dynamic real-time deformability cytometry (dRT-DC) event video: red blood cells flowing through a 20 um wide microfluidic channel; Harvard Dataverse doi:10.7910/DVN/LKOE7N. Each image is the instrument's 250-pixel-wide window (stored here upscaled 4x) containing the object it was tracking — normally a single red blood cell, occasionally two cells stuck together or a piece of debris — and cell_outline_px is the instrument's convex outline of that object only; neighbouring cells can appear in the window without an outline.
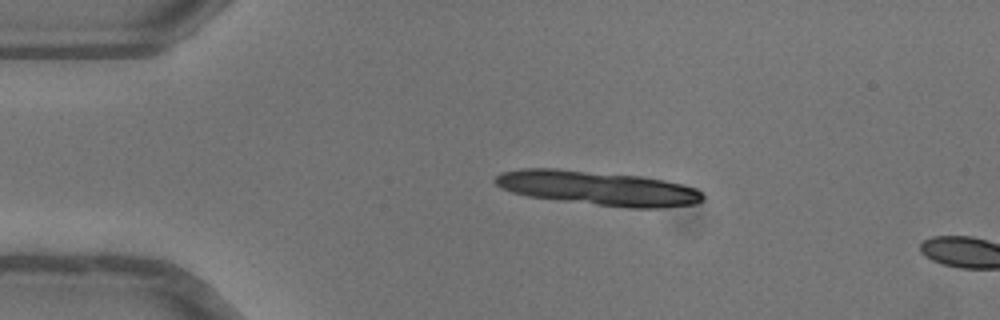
{"species": "common noctule bat (a hibernating species)", "species_latin": "Nyctalus noctula", "temperature_condition": "warm", "stored_images_in_passage": 3, "camera_frame_rate_fps": 3000, "um_per_image_px": 0.085, "animal": {"sex": "female"}, "frame": {"image": 1, "passage_image": 1, "time_ms": 0.0, "image_size_px": [1000, 320], "cell_outline_px": [[700, 200], [684, 204], [612, 204], [548, 196], [528, 192], [500, 180], [504, 176], [516, 172], [568, 172], [652, 180], [672, 184], [688, 188], [696, 192], [700, 196]], "centroid_in_image_um": [51.11, 16.01], "position_along_channel_um": 33.9, "area_um2": 31.56}}